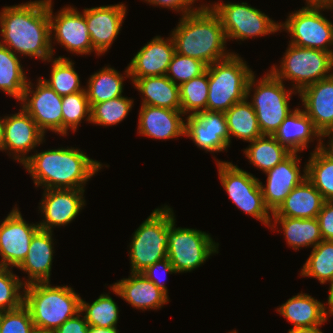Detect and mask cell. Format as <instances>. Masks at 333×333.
I'll list each match as a JSON object with an SVG mask.
<instances>
[{
  "label": "cell",
  "mask_w": 333,
  "mask_h": 333,
  "mask_svg": "<svg viewBox=\"0 0 333 333\" xmlns=\"http://www.w3.org/2000/svg\"><path fill=\"white\" fill-rule=\"evenodd\" d=\"M80 294L70 286H52L50 282L26 285L24 305L35 327L56 330L80 312Z\"/></svg>",
  "instance_id": "cell-4"
},
{
  "label": "cell",
  "mask_w": 333,
  "mask_h": 333,
  "mask_svg": "<svg viewBox=\"0 0 333 333\" xmlns=\"http://www.w3.org/2000/svg\"><path fill=\"white\" fill-rule=\"evenodd\" d=\"M306 178L321 193L325 201H333V160L320 149L310 153L306 163Z\"/></svg>",
  "instance_id": "cell-37"
},
{
  "label": "cell",
  "mask_w": 333,
  "mask_h": 333,
  "mask_svg": "<svg viewBox=\"0 0 333 333\" xmlns=\"http://www.w3.org/2000/svg\"><path fill=\"white\" fill-rule=\"evenodd\" d=\"M298 154L300 153L291 152L274 168L265 172L266 185L260 181L264 203L271 213H274L290 192L306 179V164L302 174Z\"/></svg>",
  "instance_id": "cell-18"
},
{
  "label": "cell",
  "mask_w": 333,
  "mask_h": 333,
  "mask_svg": "<svg viewBox=\"0 0 333 333\" xmlns=\"http://www.w3.org/2000/svg\"><path fill=\"white\" fill-rule=\"evenodd\" d=\"M323 137V138H322ZM329 137L330 140L326 144L322 139ZM320 150L331 160H333V131H327L321 134Z\"/></svg>",
  "instance_id": "cell-49"
},
{
  "label": "cell",
  "mask_w": 333,
  "mask_h": 333,
  "mask_svg": "<svg viewBox=\"0 0 333 333\" xmlns=\"http://www.w3.org/2000/svg\"><path fill=\"white\" fill-rule=\"evenodd\" d=\"M134 100L125 96L94 104L91 107V122L100 126H114L123 121L130 110Z\"/></svg>",
  "instance_id": "cell-41"
},
{
  "label": "cell",
  "mask_w": 333,
  "mask_h": 333,
  "mask_svg": "<svg viewBox=\"0 0 333 333\" xmlns=\"http://www.w3.org/2000/svg\"><path fill=\"white\" fill-rule=\"evenodd\" d=\"M175 54V45L171 35L166 39L155 36L147 42L128 64L131 83L138 78L164 76Z\"/></svg>",
  "instance_id": "cell-21"
},
{
  "label": "cell",
  "mask_w": 333,
  "mask_h": 333,
  "mask_svg": "<svg viewBox=\"0 0 333 333\" xmlns=\"http://www.w3.org/2000/svg\"><path fill=\"white\" fill-rule=\"evenodd\" d=\"M88 333H119L117 327H98V326H88Z\"/></svg>",
  "instance_id": "cell-51"
},
{
  "label": "cell",
  "mask_w": 333,
  "mask_h": 333,
  "mask_svg": "<svg viewBox=\"0 0 333 333\" xmlns=\"http://www.w3.org/2000/svg\"><path fill=\"white\" fill-rule=\"evenodd\" d=\"M3 124H4V118L0 117V151H2V145H3Z\"/></svg>",
  "instance_id": "cell-55"
},
{
  "label": "cell",
  "mask_w": 333,
  "mask_h": 333,
  "mask_svg": "<svg viewBox=\"0 0 333 333\" xmlns=\"http://www.w3.org/2000/svg\"><path fill=\"white\" fill-rule=\"evenodd\" d=\"M53 233L39 229L33 236L29 251L23 262L17 267L28 277L21 278L23 284L29 285L39 282H51V269L53 263L54 244Z\"/></svg>",
  "instance_id": "cell-25"
},
{
  "label": "cell",
  "mask_w": 333,
  "mask_h": 333,
  "mask_svg": "<svg viewBox=\"0 0 333 333\" xmlns=\"http://www.w3.org/2000/svg\"><path fill=\"white\" fill-rule=\"evenodd\" d=\"M32 333H56V331L52 330V329H44V328L34 327Z\"/></svg>",
  "instance_id": "cell-54"
},
{
  "label": "cell",
  "mask_w": 333,
  "mask_h": 333,
  "mask_svg": "<svg viewBox=\"0 0 333 333\" xmlns=\"http://www.w3.org/2000/svg\"><path fill=\"white\" fill-rule=\"evenodd\" d=\"M319 327L321 328V326L291 328L287 333H323Z\"/></svg>",
  "instance_id": "cell-50"
},
{
  "label": "cell",
  "mask_w": 333,
  "mask_h": 333,
  "mask_svg": "<svg viewBox=\"0 0 333 333\" xmlns=\"http://www.w3.org/2000/svg\"><path fill=\"white\" fill-rule=\"evenodd\" d=\"M15 205L0 223V266L18 267L25 259L34 234L40 229L38 222L28 224Z\"/></svg>",
  "instance_id": "cell-15"
},
{
  "label": "cell",
  "mask_w": 333,
  "mask_h": 333,
  "mask_svg": "<svg viewBox=\"0 0 333 333\" xmlns=\"http://www.w3.org/2000/svg\"><path fill=\"white\" fill-rule=\"evenodd\" d=\"M32 177L36 187L47 189H85L103 164L89 158L84 151L74 147H59L42 152L35 150L21 164Z\"/></svg>",
  "instance_id": "cell-2"
},
{
  "label": "cell",
  "mask_w": 333,
  "mask_h": 333,
  "mask_svg": "<svg viewBox=\"0 0 333 333\" xmlns=\"http://www.w3.org/2000/svg\"><path fill=\"white\" fill-rule=\"evenodd\" d=\"M185 136L205 152L227 151L230 137L225 112L202 111L185 119Z\"/></svg>",
  "instance_id": "cell-19"
},
{
  "label": "cell",
  "mask_w": 333,
  "mask_h": 333,
  "mask_svg": "<svg viewBox=\"0 0 333 333\" xmlns=\"http://www.w3.org/2000/svg\"><path fill=\"white\" fill-rule=\"evenodd\" d=\"M209 5L220 17L227 41H244L281 32L278 21L276 23L260 9L246 2H215Z\"/></svg>",
  "instance_id": "cell-12"
},
{
  "label": "cell",
  "mask_w": 333,
  "mask_h": 333,
  "mask_svg": "<svg viewBox=\"0 0 333 333\" xmlns=\"http://www.w3.org/2000/svg\"><path fill=\"white\" fill-rule=\"evenodd\" d=\"M228 333H238L236 330L230 331Z\"/></svg>",
  "instance_id": "cell-57"
},
{
  "label": "cell",
  "mask_w": 333,
  "mask_h": 333,
  "mask_svg": "<svg viewBox=\"0 0 333 333\" xmlns=\"http://www.w3.org/2000/svg\"><path fill=\"white\" fill-rule=\"evenodd\" d=\"M18 57L9 48L0 44V90L20 101L29 79Z\"/></svg>",
  "instance_id": "cell-33"
},
{
  "label": "cell",
  "mask_w": 333,
  "mask_h": 333,
  "mask_svg": "<svg viewBox=\"0 0 333 333\" xmlns=\"http://www.w3.org/2000/svg\"><path fill=\"white\" fill-rule=\"evenodd\" d=\"M244 149V155L250 164L263 173L274 168L291 152L271 135H262Z\"/></svg>",
  "instance_id": "cell-34"
},
{
  "label": "cell",
  "mask_w": 333,
  "mask_h": 333,
  "mask_svg": "<svg viewBox=\"0 0 333 333\" xmlns=\"http://www.w3.org/2000/svg\"><path fill=\"white\" fill-rule=\"evenodd\" d=\"M47 62H51L50 78L42 80L47 83L58 95L65 96L72 93L83 91L79 74L74 69V62L69 57H52Z\"/></svg>",
  "instance_id": "cell-35"
},
{
  "label": "cell",
  "mask_w": 333,
  "mask_h": 333,
  "mask_svg": "<svg viewBox=\"0 0 333 333\" xmlns=\"http://www.w3.org/2000/svg\"><path fill=\"white\" fill-rule=\"evenodd\" d=\"M123 74L108 65L90 75L87 86L84 87L90 107L123 96V82L125 78H130L128 66Z\"/></svg>",
  "instance_id": "cell-31"
},
{
  "label": "cell",
  "mask_w": 333,
  "mask_h": 333,
  "mask_svg": "<svg viewBox=\"0 0 333 333\" xmlns=\"http://www.w3.org/2000/svg\"><path fill=\"white\" fill-rule=\"evenodd\" d=\"M280 66L269 70L280 81L290 80L293 90L303 88L333 75V52L288 44Z\"/></svg>",
  "instance_id": "cell-8"
},
{
  "label": "cell",
  "mask_w": 333,
  "mask_h": 333,
  "mask_svg": "<svg viewBox=\"0 0 333 333\" xmlns=\"http://www.w3.org/2000/svg\"><path fill=\"white\" fill-rule=\"evenodd\" d=\"M322 10L332 11L333 7L305 5L280 22V30L290 34L289 44L333 52V23L323 16Z\"/></svg>",
  "instance_id": "cell-11"
},
{
  "label": "cell",
  "mask_w": 333,
  "mask_h": 333,
  "mask_svg": "<svg viewBox=\"0 0 333 333\" xmlns=\"http://www.w3.org/2000/svg\"><path fill=\"white\" fill-rule=\"evenodd\" d=\"M133 86L142 94L141 105L181 110L179 86L166 75L138 78Z\"/></svg>",
  "instance_id": "cell-29"
},
{
  "label": "cell",
  "mask_w": 333,
  "mask_h": 333,
  "mask_svg": "<svg viewBox=\"0 0 333 333\" xmlns=\"http://www.w3.org/2000/svg\"><path fill=\"white\" fill-rule=\"evenodd\" d=\"M115 295L121 297L133 308L145 311L159 309L169 302V297L142 273H131L110 285Z\"/></svg>",
  "instance_id": "cell-23"
},
{
  "label": "cell",
  "mask_w": 333,
  "mask_h": 333,
  "mask_svg": "<svg viewBox=\"0 0 333 333\" xmlns=\"http://www.w3.org/2000/svg\"><path fill=\"white\" fill-rule=\"evenodd\" d=\"M329 285L330 286H329V294H328L327 302H328L331 312L333 313V282Z\"/></svg>",
  "instance_id": "cell-53"
},
{
  "label": "cell",
  "mask_w": 333,
  "mask_h": 333,
  "mask_svg": "<svg viewBox=\"0 0 333 333\" xmlns=\"http://www.w3.org/2000/svg\"><path fill=\"white\" fill-rule=\"evenodd\" d=\"M219 243L210 233L193 228H176V219L168 227L167 258L177 273L192 272L212 254H218Z\"/></svg>",
  "instance_id": "cell-10"
},
{
  "label": "cell",
  "mask_w": 333,
  "mask_h": 333,
  "mask_svg": "<svg viewBox=\"0 0 333 333\" xmlns=\"http://www.w3.org/2000/svg\"><path fill=\"white\" fill-rule=\"evenodd\" d=\"M270 229L278 227L282 228V233L288 246L295 251L304 247L314 248L323 238L320 232V226L317 217L311 219L291 218L285 216H272Z\"/></svg>",
  "instance_id": "cell-30"
},
{
  "label": "cell",
  "mask_w": 333,
  "mask_h": 333,
  "mask_svg": "<svg viewBox=\"0 0 333 333\" xmlns=\"http://www.w3.org/2000/svg\"><path fill=\"white\" fill-rule=\"evenodd\" d=\"M233 52L229 57L207 66V111L226 112L247 96L249 80L255 72Z\"/></svg>",
  "instance_id": "cell-5"
},
{
  "label": "cell",
  "mask_w": 333,
  "mask_h": 333,
  "mask_svg": "<svg viewBox=\"0 0 333 333\" xmlns=\"http://www.w3.org/2000/svg\"><path fill=\"white\" fill-rule=\"evenodd\" d=\"M109 294L104 292L91 304L80 298V312L84 315L88 326L117 327L120 311Z\"/></svg>",
  "instance_id": "cell-38"
},
{
  "label": "cell",
  "mask_w": 333,
  "mask_h": 333,
  "mask_svg": "<svg viewBox=\"0 0 333 333\" xmlns=\"http://www.w3.org/2000/svg\"><path fill=\"white\" fill-rule=\"evenodd\" d=\"M45 134L31 116L21 107L19 112L4 116L2 151L9 152L18 163L23 164L31 150L45 141Z\"/></svg>",
  "instance_id": "cell-16"
},
{
  "label": "cell",
  "mask_w": 333,
  "mask_h": 333,
  "mask_svg": "<svg viewBox=\"0 0 333 333\" xmlns=\"http://www.w3.org/2000/svg\"><path fill=\"white\" fill-rule=\"evenodd\" d=\"M145 1L147 4L149 3V5L164 7L176 12H180L181 16L194 12L204 5L203 2L202 5H199L200 7H193L195 1L198 0H144V2Z\"/></svg>",
  "instance_id": "cell-47"
},
{
  "label": "cell",
  "mask_w": 333,
  "mask_h": 333,
  "mask_svg": "<svg viewBox=\"0 0 333 333\" xmlns=\"http://www.w3.org/2000/svg\"><path fill=\"white\" fill-rule=\"evenodd\" d=\"M34 327L30 311L23 304L15 310L3 312L0 333H32Z\"/></svg>",
  "instance_id": "cell-44"
},
{
  "label": "cell",
  "mask_w": 333,
  "mask_h": 333,
  "mask_svg": "<svg viewBox=\"0 0 333 333\" xmlns=\"http://www.w3.org/2000/svg\"><path fill=\"white\" fill-rule=\"evenodd\" d=\"M126 12L127 7L123 3L84 9L93 49L100 56L110 49L120 33Z\"/></svg>",
  "instance_id": "cell-20"
},
{
  "label": "cell",
  "mask_w": 333,
  "mask_h": 333,
  "mask_svg": "<svg viewBox=\"0 0 333 333\" xmlns=\"http://www.w3.org/2000/svg\"><path fill=\"white\" fill-rule=\"evenodd\" d=\"M206 70L207 65L204 62L175 52L165 75L174 84L180 86L193 78L201 76Z\"/></svg>",
  "instance_id": "cell-43"
},
{
  "label": "cell",
  "mask_w": 333,
  "mask_h": 333,
  "mask_svg": "<svg viewBox=\"0 0 333 333\" xmlns=\"http://www.w3.org/2000/svg\"><path fill=\"white\" fill-rule=\"evenodd\" d=\"M326 304V305H325ZM306 293H298L276 308L280 315L293 324V328L322 326L333 316L329 305Z\"/></svg>",
  "instance_id": "cell-27"
},
{
  "label": "cell",
  "mask_w": 333,
  "mask_h": 333,
  "mask_svg": "<svg viewBox=\"0 0 333 333\" xmlns=\"http://www.w3.org/2000/svg\"><path fill=\"white\" fill-rule=\"evenodd\" d=\"M302 277L316 278L320 284L333 282V241L322 240L311 251L300 272Z\"/></svg>",
  "instance_id": "cell-36"
},
{
  "label": "cell",
  "mask_w": 333,
  "mask_h": 333,
  "mask_svg": "<svg viewBox=\"0 0 333 333\" xmlns=\"http://www.w3.org/2000/svg\"><path fill=\"white\" fill-rule=\"evenodd\" d=\"M324 202L321 193L306 178L290 192L279 208L272 213V216L300 219L316 218Z\"/></svg>",
  "instance_id": "cell-28"
},
{
  "label": "cell",
  "mask_w": 333,
  "mask_h": 333,
  "mask_svg": "<svg viewBox=\"0 0 333 333\" xmlns=\"http://www.w3.org/2000/svg\"><path fill=\"white\" fill-rule=\"evenodd\" d=\"M305 5L332 6L333 0H305Z\"/></svg>",
  "instance_id": "cell-52"
},
{
  "label": "cell",
  "mask_w": 333,
  "mask_h": 333,
  "mask_svg": "<svg viewBox=\"0 0 333 333\" xmlns=\"http://www.w3.org/2000/svg\"><path fill=\"white\" fill-rule=\"evenodd\" d=\"M2 322H3V311H0V331L2 329Z\"/></svg>",
  "instance_id": "cell-56"
},
{
  "label": "cell",
  "mask_w": 333,
  "mask_h": 333,
  "mask_svg": "<svg viewBox=\"0 0 333 333\" xmlns=\"http://www.w3.org/2000/svg\"><path fill=\"white\" fill-rule=\"evenodd\" d=\"M208 88V70L179 86L181 111L184 115L194 116L206 110Z\"/></svg>",
  "instance_id": "cell-40"
},
{
  "label": "cell",
  "mask_w": 333,
  "mask_h": 333,
  "mask_svg": "<svg viewBox=\"0 0 333 333\" xmlns=\"http://www.w3.org/2000/svg\"><path fill=\"white\" fill-rule=\"evenodd\" d=\"M0 32V44L19 57L23 55L45 62L53 57L49 0L4 6L0 11Z\"/></svg>",
  "instance_id": "cell-1"
},
{
  "label": "cell",
  "mask_w": 333,
  "mask_h": 333,
  "mask_svg": "<svg viewBox=\"0 0 333 333\" xmlns=\"http://www.w3.org/2000/svg\"><path fill=\"white\" fill-rule=\"evenodd\" d=\"M221 186L232 202L245 214L270 227L272 213L263 199L259 178L237 165L215 159Z\"/></svg>",
  "instance_id": "cell-9"
},
{
  "label": "cell",
  "mask_w": 333,
  "mask_h": 333,
  "mask_svg": "<svg viewBox=\"0 0 333 333\" xmlns=\"http://www.w3.org/2000/svg\"><path fill=\"white\" fill-rule=\"evenodd\" d=\"M12 270L0 266V311L3 312L15 310L24 304L25 285Z\"/></svg>",
  "instance_id": "cell-42"
},
{
  "label": "cell",
  "mask_w": 333,
  "mask_h": 333,
  "mask_svg": "<svg viewBox=\"0 0 333 333\" xmlns=\"http://www.w3.org/2000/svg\"><path fill=\"white\" fill-rule=\"evenodd\" d=\"M55 331L56 333H88V323L82 312H79L74 317L66 320Z\"/></svg>",
  "instance_id": "cell-48"
},
{
  "label": "cell",
  "mask_w": 333,
  "mask_h": 333,
  "mask_svg": "<svg viewBox=\"0 0 333 333\" xmlns=\"http://www.w3.org/2000/svg\"><path fill=\"white\" fill-rule=\"evenodd\" d=\"M273 137L290 152L301 153L314 140L317 141L314 150L320 149L321 133L315 128L312 120L303 109L299 107L287 115Z\"/></svg>",
  "instance_id": "cell-26"
},
{
  "label": "cell",
  "mask_w": 333,
  "mask_h": 333,
  "mask_svg": "<svg viewBox=\"0 0 333 333\" xmlns=\"http://www.w3.org/2000/svg\"><path fill=\"white\" fill-rule=\"evenodd\" d=\"M82 120L91 122L86 90L62 96V136H66L68 130L76 132Z\"/></svg>",
  "instance_id": "cell-39"
},
{
  "label": "cell",
  "mask_w": 333,
  "mask_h": 333,
  "mask_svg": "<svg viewBox=\"0 0 333 333\" xmlns=\"http://www.w3.org/2000/svg\"><path fill=\"white\" fill-rule=\"evenodd\" d=\"M28 80L21 106L36 122L41 131L46 134L52 131L62 135V96L58 95L41 77L33 86ZM35 89V90H34Z\"/></svg>",
  "instance_id": "cell-14"
},
{
  "label": "cell",
  "mask_w": 333,
  "mask_h": 333,
  "mask_svg": "<svg viewBox=\"0 0 333 333\" xmlns=\"http://www.w3.org/2000/svg\"><path fill=\"white\" fill-rule=\"evenodd\" d=\"M162 270L163 273H165V275L167 274H175L177 273L175 271V269L173 268V265L171 264V262L169 261L168 258L162 259L158 262H155L153 265L147 267L144 271H142L141 273L147 278L149 279L151 282H153L160 290H162L168 297V289L164 283V280L161 277H158L157 275V271ZM163 281V283H162Z\"/></svg>",
  "instance_id": "cell-45"
},
{
  "label": "cell",
  "mask_w": 333,
  "mask_h": 333,
  "mask_svg": "<svg viewBox=\"0 0 333 333\" xmlns=\"http://www.w3.org/2000/svg\"><path fill=\"white\" fill-rule=\"evenodd\" d=\"M85 189H47L39 210L44 219L39 221V228L53 232L54 227L66 226L79 215L86 205Z\"/></svg>",
  "instance_id": "cell-17"
},
{
  "label": "cell",
  "mask_w": 333,
  "mask_h": 333,
  "mask_svg": "<svg viewBox=\"0 0 333 333\" xmlns=\"http://www.w3.org/2000/svg\"><path fill=\"white\" fill-rule=\"evenodd\" d=\"M255 78L256 75L253 74L246 96L248 99L252 96L250 103L256 112L261 133L273 136L287 115L293 111L289 108V100L292 94L296 95L298 92L293 88L286 89L283 84L285 82L280 81L269 70L260 80ZM251 91H254L253 95H250Z\"/></svg>",
  "instance_id": "cell-7"
},
{
  "label": "cell",
  "mask_w": 333,
  "mask_h": 333,
  "mask_svg": "<svg viewBox=\"0 0 333 333\" xmlns=\"http://www.w3.org/2000/svg\"><path fill=\"white\" fill-rule=\"evenodd\" d=\"M52 0H49V19L51 48L54 57V46L57 42L68 52L79 55H90L94 52L100 56L94 49L83 12L72 6H64L60 11L53 14ZM53 33V34H52ZM53 38V39H52ZM54 40V42H52Z\"/></svg>",
  "instance_id": "cell-13"
},
{
  "label": "cell",
  "mask_w": 333,
  "mask_h": 333,
  "mask_svg": "<svg viewBox=\"0 0 333 333\" xmlns=\"http://www.w3.org/2000/svg\"><path fill=\"white\" fill-rule=\"evenodd\" d=\"M298 96L303 111L322 134L333 131V75L303 88Z\"/></svg>",
  "instance_id": "cell-24"
},
{
  "label": "cell",
  "mask_w": 333,
  "mask_h": 333,
  "mask_svg": "<svg viewBox=\"0 0 333 333\" xmlns=\"http://www.w3.org/2000/svg\"><path fill=\"white\" fill-rule=\"evenodd\" d=\"M225 118L230 144L233 136L251 142L263 135L260 131L256 112L247 97L230 107L225 112Z\"/></svg>",
  "instance_id": "cell-32"
},
{
  "label": "cell",
  "mask_w": 333,
  "mask_h": 333,
  "mask_svg": "<svg viewBox=\"0 0 333 333\" xmlns=\"http://www.w3.org/2000/svg\"><path fill=\"white\" fill-rule=\"evenodd\" d=\"M179 19L178 25L170 34L175 52L198 59L207 66L233 53L227 50L221 19L209 4L206 3Z\"/></svg>",
  "instance_id": "cell-3"
},
{
  "label": "cell",
  "mask_w": 333,
  "mask_h": 333,
  "mask_svg": "<svg viewBox=\"0 0 333 333\" xmlns=\"http://www.w3.org/2000/svg\"><path fill=\"white\" fill-rule=\"evenodd\" d=\"M323 240L333 241V201H325L317 216Z\"/></svg>",
  "instance_id": "cell-46"
},
{
  "label": "cell",
  "mask_w": 333,
  "mask_h": 333,
  "mask_svg": "<svg viewBox=\"0 0 333 333\" xmlns=\"http://www.w3.org/2000/svg\"><path fill=\"white\" fill-rule=\"evenodd\" d=\"M175 219L173 209L164 205L155 208L135 230L129 244L131 273H141L167 258L168 227Z\"/></svg>",
  "instance_id": "cell-6"
},
{
  "label": "cell",
  "mask_w": 333,
  "mask_h": 333,
  "mask_svg": "<svg viewBox=\"0 0 333 333\" xmlns=\"http://www.w3.org/2000/svg\"><path fill=\"white\" fill-rule=\"evenodd\" d=\"M137 134L157 140L185 136V116L181 110L141 105Z\"/></svg>",
  "instance_id": "cell-22"
}]
</instances>
